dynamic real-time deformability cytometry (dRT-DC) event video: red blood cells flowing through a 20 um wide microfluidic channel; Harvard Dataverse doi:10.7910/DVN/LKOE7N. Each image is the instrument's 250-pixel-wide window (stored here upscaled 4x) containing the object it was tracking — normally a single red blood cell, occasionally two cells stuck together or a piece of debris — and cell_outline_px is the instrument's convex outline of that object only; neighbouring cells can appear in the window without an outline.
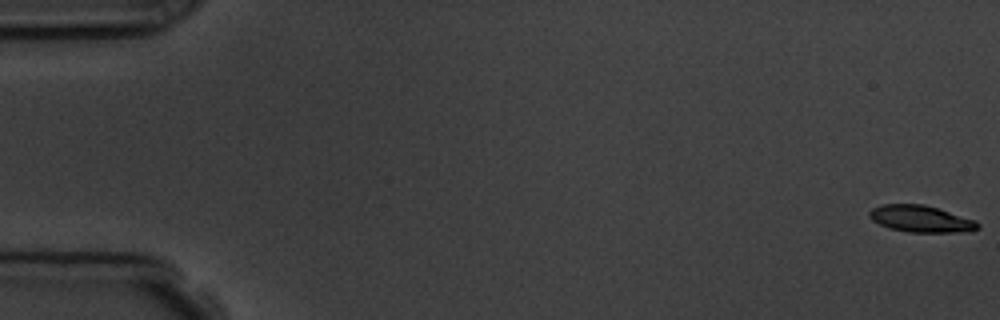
{"species": "common noctule bat (a hibernating species)", "species_latin": "Nyctalus noctula", "temperature_condition": "room temperature", "stored_images_in_passage": 6, "segment_of_instrument_passage": [1, 2], "camera_frame_rate_fps": 3000, "um_per_image_px": 0.085, "animal": {"sex": "male", "body_mass_g": 19.5, "forearm_length_mm": 54.6}, "frame": {"image": 1, "passage_image": 1, "time_ms": 0.0, "image_size_px": [1000, 320], "cell_outline_px": [[980, 228], [968, 232], [908, 232], [892, 228], [880, 224], [872, 220], [868, 216], [868, 212], [872, 208], [880, 204], [924, 204], [976, 220], [980, 224]], "centroid_in_image_um": [78.29, 18.6], "position_along_channel_um": 6.7, "area_um2": 16.94}}
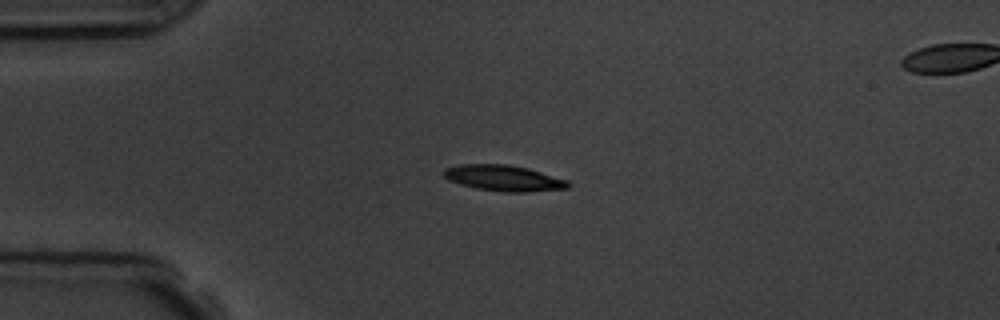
{"frame": {"image": 2, "passage_image": 4, "time_ms": 4.333, "image_size_px": [1000, 320], "cell_outline_px": [[572, 184], [568, 188], [524, 192], [504, 192], [476, 188], [460, 184], [448, 180], [444, 176], [444, 168], [460, 164], [508, 164], [528, 168], [568, 180]], "centroid_in_image_um": [42.82, 15.13], "position_along_channel_um": 42.2, "area_um2": 18.79}}